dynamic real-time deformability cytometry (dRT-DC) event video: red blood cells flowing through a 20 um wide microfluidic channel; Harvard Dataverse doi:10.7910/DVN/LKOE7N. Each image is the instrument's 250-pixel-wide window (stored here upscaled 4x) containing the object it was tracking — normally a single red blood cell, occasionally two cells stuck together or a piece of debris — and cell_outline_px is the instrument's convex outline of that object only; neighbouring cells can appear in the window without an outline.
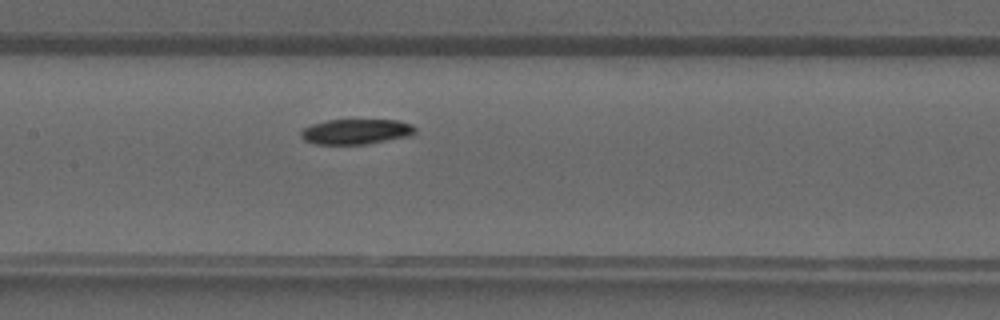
{"species": "common noctule bat (a hibernating species)", "species_latin": "Nyctalus noctula", "temperature_condition": "warm", "stored_images_in_passage": 23, "camera_frame_rate_fps": 3000, "um_per_image_px": 0.085, "animal": {"sex": "male", "forearm_length_mm": 52.5}, "frame": {"image": 1, "passage_image": 7, "time_ms": 2.0, "image_size_px": [1000, 320], "cell_outline_px": [[416, 132], [412, 136], [364, 144], [312, 144], [304, 140], [300, 136], [300, 132], [304, 128], [312, 124], [328, 120], [396, 120], [412, 124], [416, 128]], "centroid_in_image_um": [30.27, 11.19], "position_along_channel_um": 177.1, "area_um2": 16.88}}
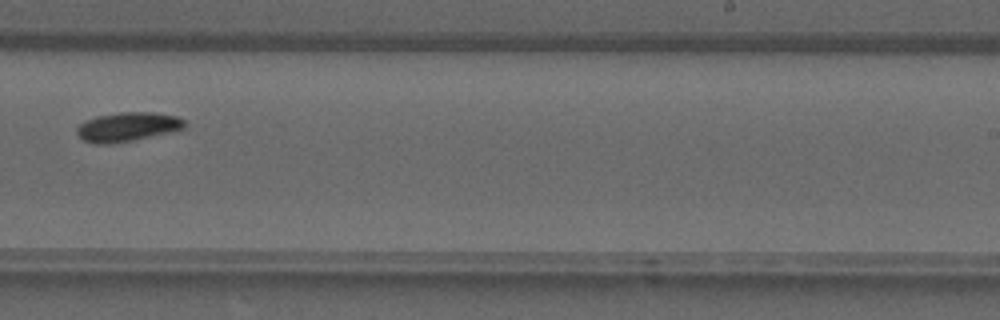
{"frame": {"image": 2, "passage_image": 13, "time_ms": 4.0, "image_size_px": [1000, 320], "cell_outline_px": [[188, 124], [184, 128], [172, 132], [136, 140], [112, 144], [96, 144], [84, 140], [76, 132], [76, 128], [80, 124], [96, 116], [120, 112], [152, 112], [176, 116], [184, 120]], "centroid_in_image_um": [10.88, 10.79], "position_along_channel_um": 278.1, "area_um2": 18.44}}
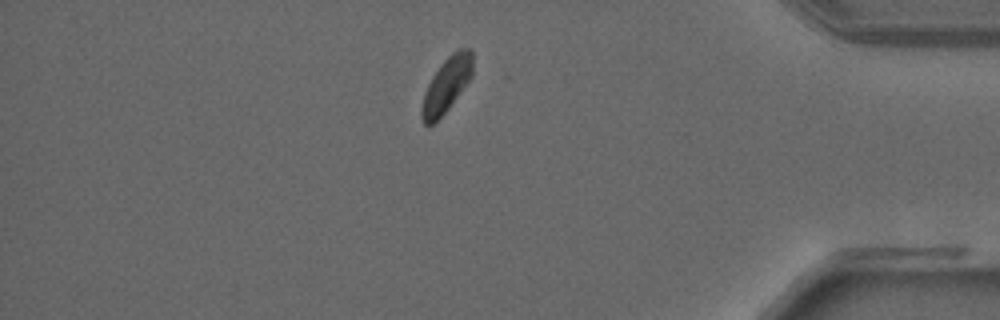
{"frame": {"image": 3, "passage_image": 22, "time_ms": 7.0, "image_size_px": [1000, 320], "cell_outline_px": [[472, 76], [448, 108], [428, 128], [424, 124], [420, 116], [420, 108], [424, 92], [432, 76], [440, 64], [452, 52], [460, 48], [468, 48], [472, 52]], "centroid_in_image_um": [37.92, 7.22], "position_along_channel_um": 397.3, "area_um2": 16.18}}